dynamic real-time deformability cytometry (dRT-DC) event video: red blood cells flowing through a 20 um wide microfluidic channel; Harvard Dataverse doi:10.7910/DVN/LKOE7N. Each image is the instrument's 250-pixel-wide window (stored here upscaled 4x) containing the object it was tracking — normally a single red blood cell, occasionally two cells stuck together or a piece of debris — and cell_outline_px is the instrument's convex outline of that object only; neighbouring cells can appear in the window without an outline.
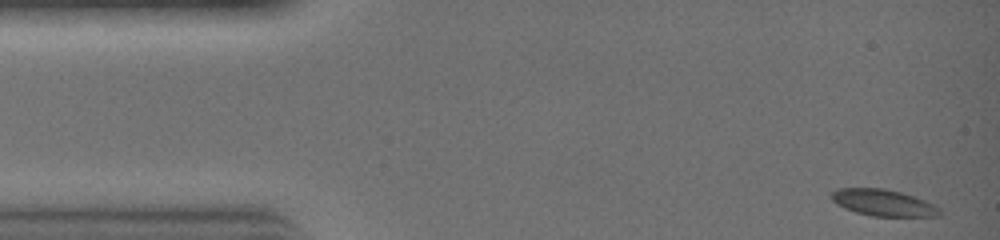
{"species": "common noctule bat (a hibernating species)", "species_latin": "Nyctalus noctula", "temperature_condition": "warm", "stored_images_in_passage": 28, "camera_frame_rate_fps": 3000, "um_per_image_px": 0.085, "animal": {"sex": "female", "body_mass_g": 19.0, "forearm_length_mm": 51.5}, "frame": {"image": 1, "passage_image": 1, "time_ms": 0.0, "image_size_px": [1000, 240], "cell_outline_px": [[940, 216], [872, 216], [856, 212], [844, 208], [836, 204], [832, 200], [832, 192], [836, 188], [884, 188], [900, 192], [924, 200], [940, 208]], "centroid_in_image_um": [75.05, 17.23], "position_along_channel_um": 10.0, "area_um2": 16.59}}
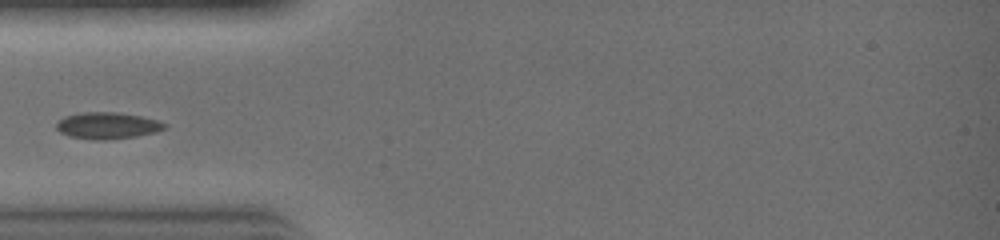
{"frame": {"image": 2, "passage_image": 9, "time_ms": 2.667, "image_size_px": [1000, 240], "cell_outline_px": [[168, 124], [164, 128], [156, 132], [136, 136], [104, 140], [92, 140], [68, 136], [60, 132], [56, 128], [56, 124], [64, 116], [84, 112], [116, 112], [140, 116], [156, 120]], "centroid_in_image_um": [9.11, 10.68], "position_along_channel_um": 75.9, "area_um2": 16.7}}
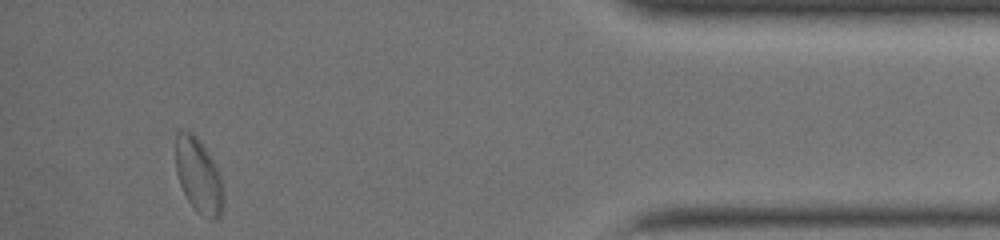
{"frame": {"image": 3, "passage_image": 28, "time_ms": 9.0, "image_size_px": [1000, 240], "cell_outline_px": [[224, 204], [220, 216], [216, 220], [212, 220], [196, 212], [188, 200], [180, 184], [176, 172], [176, 136], [180, 132], [192, 132], [200, 140], [212, 160], [220, 176], [224, 200]], "centroid_in_image_um": [16.89, 14.98], "position_along_channel_um": 418.3, "area_um2": 20.52}}